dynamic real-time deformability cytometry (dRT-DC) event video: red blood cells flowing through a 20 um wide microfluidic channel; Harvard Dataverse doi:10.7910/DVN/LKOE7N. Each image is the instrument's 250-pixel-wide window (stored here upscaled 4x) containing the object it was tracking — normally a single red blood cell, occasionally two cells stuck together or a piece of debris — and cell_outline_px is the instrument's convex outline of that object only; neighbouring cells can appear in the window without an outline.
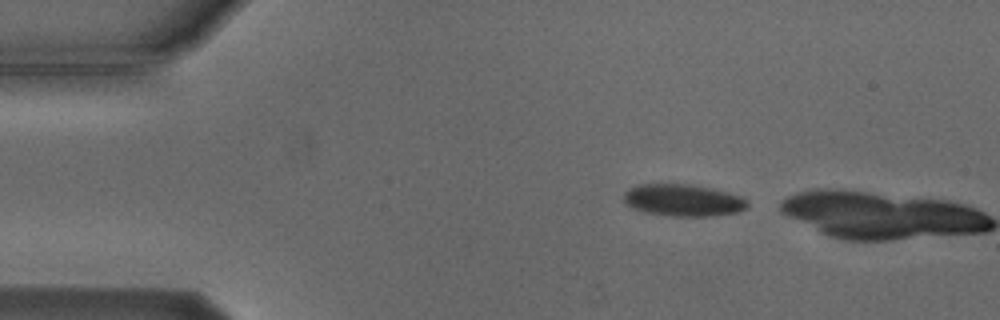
{"species": "Egyptian fruit bat (a non-hibernating species)", "species_latin": "Rousettus aegyptiacus", "temperature_condition": "cold", "stored_images_in_passage": 2, "camera_frame_rate_fps": 3000, "um_per_image_px": 0.085, "animal": {"sex": "male"}, "frame": {"image": 1, "passage_image": 1, "time_ms": 0.0, "image_size_px": [1000, 320], "cell_outline_px": [[748, 208], [736, 212], [708, 216], [668, 216], [644, 212], [632, 208], [624, 200], [624, 192], [628, 188], [640, 184], [692, 184], [712, 188], [740, 196], [748, 200]], "centroid_in_image_um": [58.05, 17.01], "position_along_channel_um": 26.9, "area_um2": 23.12}}